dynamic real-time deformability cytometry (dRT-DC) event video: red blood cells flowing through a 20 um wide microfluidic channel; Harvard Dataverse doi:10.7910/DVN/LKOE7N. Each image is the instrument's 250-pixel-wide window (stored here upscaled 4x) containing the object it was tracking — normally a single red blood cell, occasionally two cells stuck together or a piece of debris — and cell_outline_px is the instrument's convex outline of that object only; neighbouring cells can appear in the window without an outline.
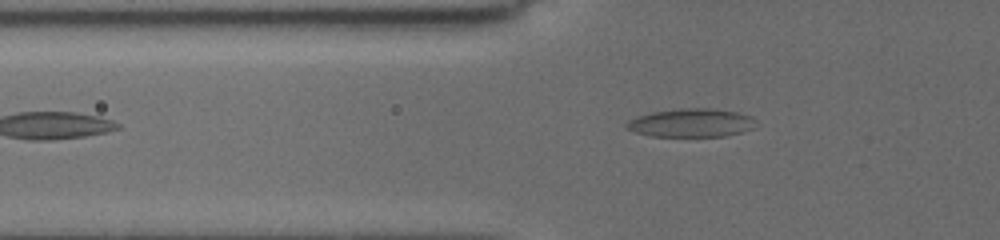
{"species": "common noctule bat (a hibernating species)", "species_latin": "Nyctalus noctula", "temperature_condition": "cold", "stored_images_in_passage": 4, "camera_frame_rate_fps": 3000, "um_per_image_px": 0.085, "animal": {"sex": "female", "body_mass_g": 19.5, "forearm_length_mm": 54.1}, "frame": {"image": 1, "passage_image": 3, "time_ms": 0.667, "image_size_px": [1000, 240], "cell_outline_px": [[756, 120], [752, 128], [740, 132], [724, 136], [652, 136], [636, 132], [628, 128], [628, 120], [636, 116], [652, 112], [680, 108], [708, 108], [736, 112], [752, 116]], "centroid_in_image_um": [58.76, 10.43], "position_along_channel_um": 67.0, "area_um2": 21.15}}